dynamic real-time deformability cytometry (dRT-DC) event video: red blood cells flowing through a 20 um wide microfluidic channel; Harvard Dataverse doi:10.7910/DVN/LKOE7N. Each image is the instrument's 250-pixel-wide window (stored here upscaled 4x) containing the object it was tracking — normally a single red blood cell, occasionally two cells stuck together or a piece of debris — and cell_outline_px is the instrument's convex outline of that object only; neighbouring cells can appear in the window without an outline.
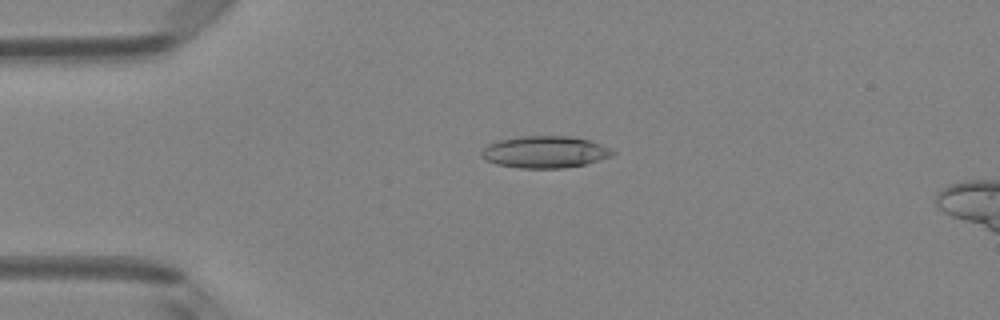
{"species": "Egyptian fruit bat (a non-hibernating species)", "species_latin": "Rousettus aegyptiacus", "temperature_condition": "room temperature", "stored_images_in_passage": 47, "camera_frame_rate_fps": 3000, "um_per_image_px": 0.085, "animal": {"sex": "female"}, "frame": {"image": 1, "passage_image": 9, "time_ms": 2.667, "image_size_px": [1000, 320], "cell_outline_px": [[616, 152], [612, 156], [584, 164], [564, 168], [520, 168], [496, 164], [480, 156], [480, 152], [488, 144], [500, 140], [520, 136], [568, 136], [588, 140], [600, 144]], "centroid_in_image_um": [46.29, 12.92], "position_along_channel_um": 38.7, "area_um2": 24.16}}
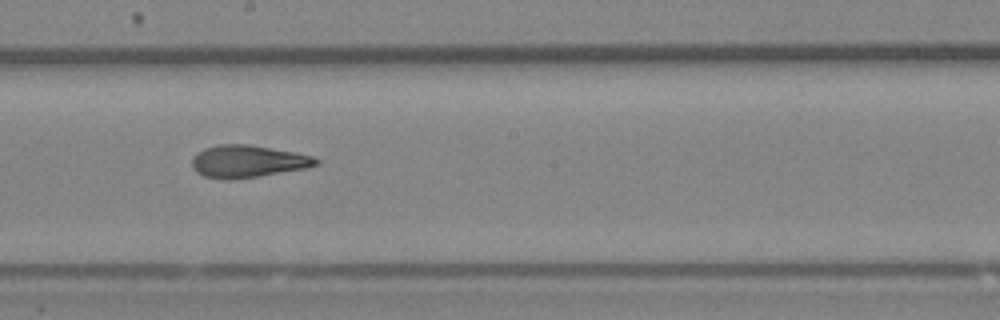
{"frame": {"image": 2, "passage_image": 25, "time_ms": 8.0, "image_size_px": [1000, 320], "cell_outline_px": [[320, 164], [308, 168], [260, 176], [232, 180], [228, 180], [204, 176], [196, 172], [192, 168], [192, 156], [204, 148], [220, 144], [248, 144], [292, 152], [312, 156], [320, 160]], "centroid_in_image_um": [21.05, 13.73], "position_along_channel_um": 227.2, "area_um2": 23.47}}
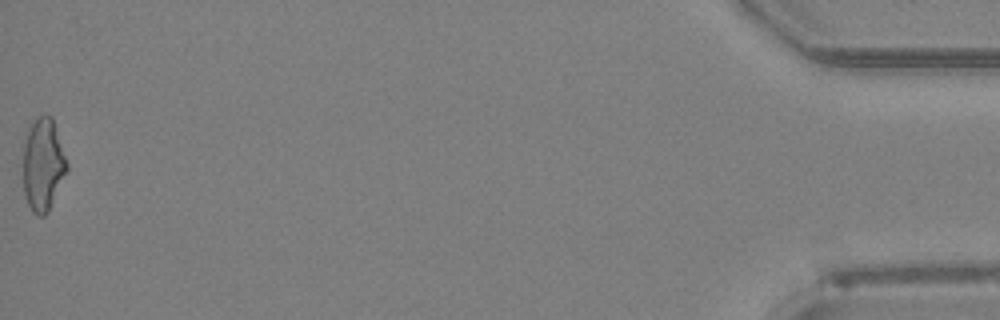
{"frame": {"image": 3, "passage_image": 47, "time_ms": 15.333, "image_size_px": [1000, 320], "cell_outline_px": [[68, 172], [48, 212], [44, 216], [36, 216], [32, 212], [28, 204], [24, 192], [24, 144], [28, 128], [36, 116], [44, 112], [52, 116], [68, 164]], "centroid_in_image_um": [3.68, 13.97], "position_along_channel_um": 431.5, "area_um2": 23.99}, "authors_computed_cell_mechanics": {"area_um2": 23.409, "velocity_mm_per_s": 4.1151, "shape_relaxation_time_tau1_ms": 6.4388, "shape_relaxation_time_tau2_ms": 2.1267, "deformation_change_tau1": 0.2121, "deformation_change_tau2": 0.1088}}